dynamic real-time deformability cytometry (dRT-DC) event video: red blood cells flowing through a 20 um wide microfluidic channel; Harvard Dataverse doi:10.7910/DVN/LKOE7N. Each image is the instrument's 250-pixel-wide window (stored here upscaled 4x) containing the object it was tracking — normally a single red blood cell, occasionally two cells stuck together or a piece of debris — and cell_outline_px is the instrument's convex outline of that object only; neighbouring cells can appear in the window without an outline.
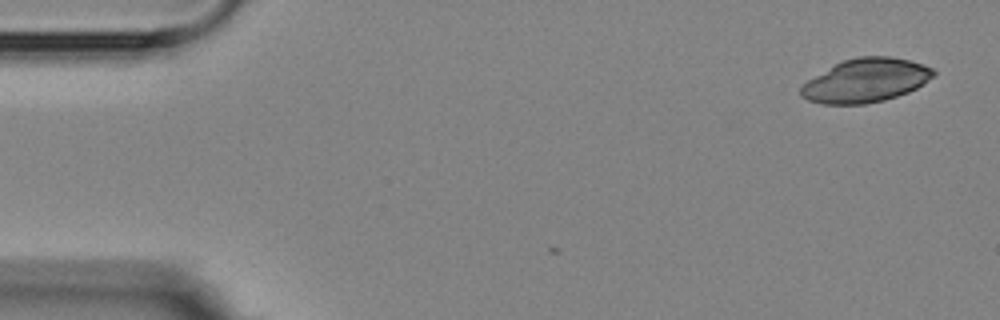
{"species": "Egyptian fruit bat (a non-hibernating species)", "species_latin": "Rousettus aegyptiacus", "temperature_condition": "room temperature", "stored_images_in_passage": 2, "camera_frame_rate_fps": 3000, "um_per_image_px": 0.085, "animal": {"sex": "female"}, "frame": {"image": 1, "passage_image": 2, "time_ms": 1.0, "image_size_px": [1000, 320], "cell_outline_px": [[936, 72], [928, 80], [916, 88], [908, 92], [884, 100], [864, 104], [820, 104], [808, 100], [800, 96], [800, 88], [808, 80], [836, 64], [844, 60], [856, 56], [892, 56], [924, 64], [932, 68]], "centroid_in_image_um": [73.59, 6.84], "position_along_channel_um": 11.4, "area_um2": 33.52}}